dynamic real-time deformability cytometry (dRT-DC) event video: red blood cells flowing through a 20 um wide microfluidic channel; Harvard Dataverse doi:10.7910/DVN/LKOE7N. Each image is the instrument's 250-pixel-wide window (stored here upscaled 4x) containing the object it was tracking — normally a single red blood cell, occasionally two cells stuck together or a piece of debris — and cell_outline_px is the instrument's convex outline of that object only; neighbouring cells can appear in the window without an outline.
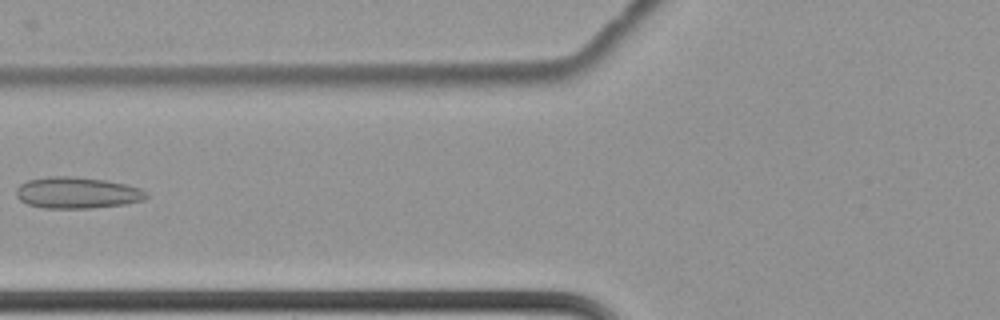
{"species": "common noctule bat (a hibernating species)", "species_latin": "Nyctalus noctula", "temperature_condition": "cold", "stored_images_in_passage": 6, "camera_frame_rate_fps": 3000, "um_per_image_px": 0.085, "animal": {"sex": "female", "body_mass_g": 22.7, "forearm_length_mm": 54.2}, "frame": {"image": 1, "passage_image": 6, "time_ms": 1.667, "image_size_px": [1000, 320], "cell_outline_px": [[148, 196], [144, 200], [124, 204], [92, 208], [44, 208], [28, 204], [20, 200], [16, 196], [16, 188], [20, 184], [28, 180], [48, 176], [72, 176], [104, 180], [124, 184], [140, 188], [148, 192]], "centroid_in_image_um": [6.54, 16.38], "position_along_channel_um": 119.3, "area_um2": 23.81}}